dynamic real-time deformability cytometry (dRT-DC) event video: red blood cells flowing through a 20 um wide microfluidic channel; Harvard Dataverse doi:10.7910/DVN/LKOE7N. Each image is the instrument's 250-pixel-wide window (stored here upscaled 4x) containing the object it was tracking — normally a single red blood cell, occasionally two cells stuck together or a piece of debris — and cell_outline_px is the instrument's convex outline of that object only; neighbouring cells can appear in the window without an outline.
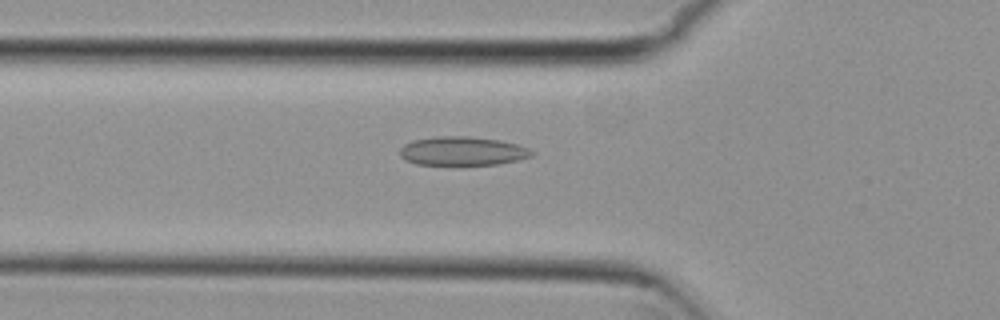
{"species": "common noctule bat (a hibernating species)", "species_latin": "Nyctalus noctula", "temperature_condition": "cold", "stored_images_in_passage": 50, "camera_frame_rate_fps": 3000, "um_per_image_px": 0.085, "animal": {"sex": "female", "body_mass_g": 29.2, "forearm_length_mm": 56.3}, "frame": {"image": 1, "passage_image": 15, "time_ms": 4.667, "image_size_px": [1000, 320], "cell_outline_px": [[536, 152], [532, 156], [520, 160], [500, 164], [416, 164], [404, 160], [400, 156], [400, 148], [404, 144], [412, 140], [436, 136], [468, 136], [500, 140], [516, 144], [528, 148]], "centroid_in_image_um": [39.32, 12.83], "position_along_channel_um": 86.5, "area_um2": 22.25}}
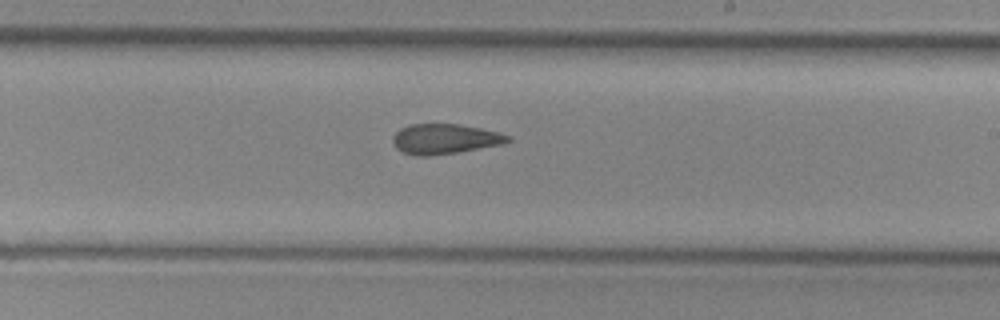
{"frame": {"image": 2, "passage_image": 28, "time_ms": 9.0, "image_size_px": [1000, 320], "cell_outline_px": [[512, 140], [504, 144], [460, 152], [428, 156], [416, 156], [404, 152], [396, 148], [392, 144], [392, 136], [400, 128], [408, 124], [460, 124], [480, 128], [512, 136]], "centroid_in_image_um": [37.8, 11.81], "position_along_channel_um": 251.2, "area_um2": 20.4}}
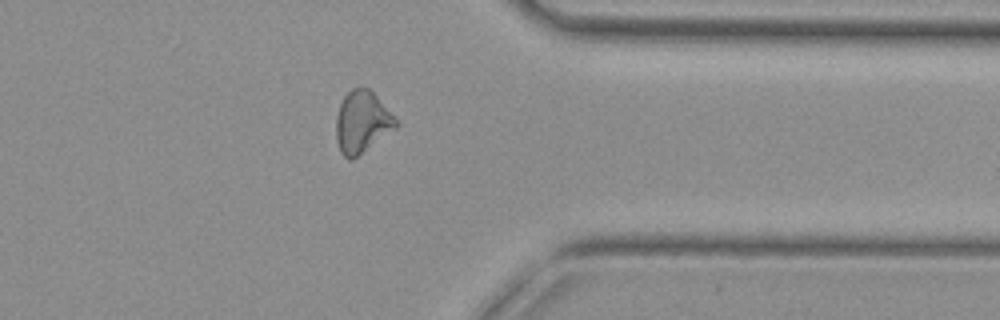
{"frame": {"image": 3, "passage_image": 39, "time_ms": 12.667, "image_size_px": [1000, 320], "cell_outline_px": [[400, 124], [396, 128], [352, 160], [348, 160], [340, 152], [336, 140], [336, 116], [340, 104], [344, 96], [352, 88], [368, 88], [376, 96]], "centroid_in_image_um": [30.75, 10.4], "position_along_channel_um": 380.7, "area_um2": 21.33}, "authors_computed_cell_mechanics": {"area_um2": 21.4438, "velocity_mm_per_s": 3.792, "shape_relaxation_time_tau1_ms": null, "shape_relaxation_time_tau2_ms": 3.2806, "deformation_change_tau1": null, "deformation_change_tau2": 0.0919}}